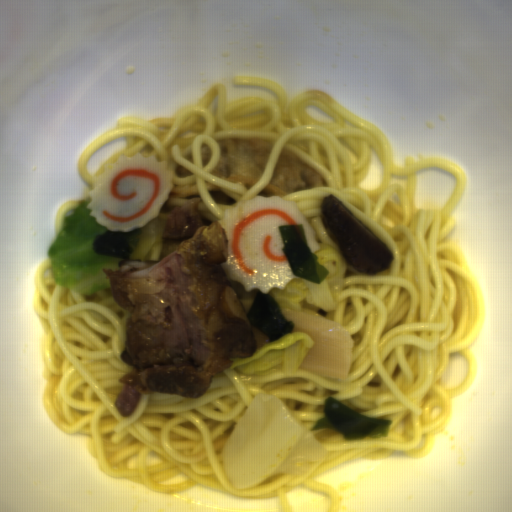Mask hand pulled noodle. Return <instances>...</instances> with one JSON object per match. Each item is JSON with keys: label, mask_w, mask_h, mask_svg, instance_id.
<instances>
[{"label": "hand pulled noodle", "mask_w": 512, "mask_h": 512, "mask_svg": "<svg viewBox=\"0 0 512 512\" xmlns=\"http://www.w3.org/2000/svg\"><path fill=\"white\" fill-rule=\"evenodd\" d=\"M231 285L232 289L234 290L243 310L245 311L246 315L252 305V302L255 298V295L258 291V288H254L250 292H247L243 286V284L233 281L231 279L226 278Z\"/></svg>", "instance_id": "2289bc40"}, {"label": "hand pulled noodle", "mask_w": 512, "mask_h": 512, "mask_svg": "<svg viewBox=\"0 0 512 512\" xmlns=\"http://www.w3.org/2000/svg\"><path fill=\"white\" fill-rule=\"evenodd\" d=\"M183 241L178 239H166L162 237V250L159 260L142 261L135 260L129 256V259H121L118 266V272L123 276L146 277L151 269L165 258L177 251Z\"/></svg>", "instance_id": "772679e5"}, {"label": "hand pulled noodle", "mask_w": 512, "mask_h": 512, "mask_svg": "<svg viewBox=\"0 0 512 512\" xmlns=\"http://www.w3.org/2000/svg\"><path fill=\"white\" fill-rule=\"evenodd\" d=\"M236 86H263L278 99L242 97L228 103L226 81H216L195 104L175 116H120L117 125L92 140L79 170L88 183L83 199L61 205L54 227L91 199L96 178L120 154L167 160L174 187L160 213L200 198L203 225L225 220L227 208L256 196H281L297 202L319 243L340 251L345 287L334 292L336 310L304 299L305 313L339 322L355 341L347 379L321 376L300 367L256 376L231 366L214 374L202 396L141 393L135 409L123 414L116 401L135 365L121 355L132 311L108 287L84 294L58 285L49 257L35 280L36 313L44 341V407L67 436L89 435L87 445L100 470L116 480L141 483L155 491L181 493L204 484L254 499L278 497L284 512H294L288 493L303 484L325 492L328 512L341 511L337 487L312 477L366 456L389 458L404 451L428 456L437 432L452 421V399L462 396L477 376V355L470 348L486 326L484 292L458 242L444 241L458 224L452 215L469 185L467 170L446 157H408L396 161L381 128L350 110L329 93L305 89L289 100L283 86L266 77L235 75ZM335 118L312 117L310 106ZM217 140L275 142L259 184L218 178L221 146ZM285 150L322 175L330 186L296 192L270 184ZM377 152L386 175L377 188H363ZM441 167L458 183L444 208L417 207L416 171ZM340 198L391 249L395 259L376 273L359 272L331 239L322 219V201ZM451 353H465L469 371L459 387H445ZM280 397L329 451L302 476L275 473L260 486L238 489L226 474L224 445L262 393ZM335 397L359 413L394 420L389 438L345 440L338 431L311 430L326 417L324 403Z\"/></svg>", "instance_id": "14784b9a"}, {"label": "hand pulled noodle", "mask_w": 512, "mask_h": 512, "mask_svg": "<svg viewBox=\"0 0 512 512\" xmlns=\"http://www.w3.org/2000/svg\"><path fill=\"white\" fill-rule=\"evenodd\" d=\"M250 327L253 331L256 349L270 342L269 335L262 333L253 325H250Z\"/></svg>", "instance_id": "bd1af8b7"}]
</instances>
